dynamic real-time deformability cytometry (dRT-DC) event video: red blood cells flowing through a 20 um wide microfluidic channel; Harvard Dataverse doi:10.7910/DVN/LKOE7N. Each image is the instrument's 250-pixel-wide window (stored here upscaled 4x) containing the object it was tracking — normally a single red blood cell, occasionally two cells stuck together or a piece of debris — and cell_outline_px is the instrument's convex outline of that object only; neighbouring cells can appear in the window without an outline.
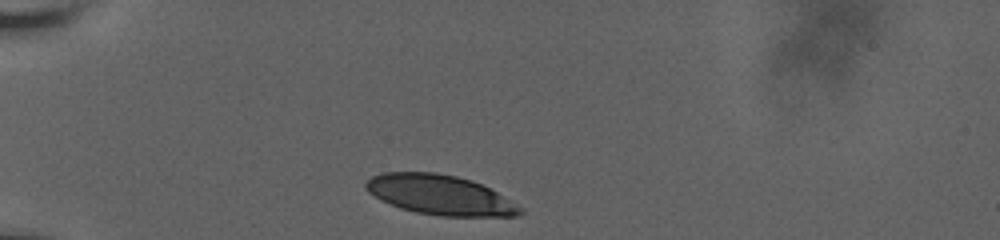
{"species": "human", "species_latin": "Homo sapiens", "temperature_condition": "room temperature", "stored_images_in_passage": 25, "camera_frame_rate_fps": 3000, "um_per_image_px": 0.085, "donor": {"sex": "male"}, "frame": {"image": 1, "passage_image": 1, "time_ms": 0.0, "image_size_px": [1000, 240], "cell_outline_px": [[524, 212], [516, 216], [440, 216], [416, 212], [400, 208], [380, 200], [368, 192], [364, 188], [364, 184], [372, 176], [384, 172], [436, 172], [456, 176], [472, 180], [496, 192], [524, 208]], "centroid_in_image_um": [37.38, 16.57], "position_along_channel_um": 47.6, "area_um2": 35.78}}
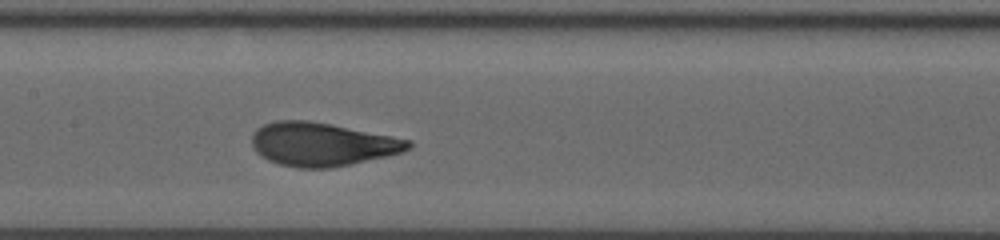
{"frame": {"image": 2, "passage_image": 15, "time_ms": 4.667, "image_size_px": [1000, 240], "cell_outline_px": [[412, 148], [404, 152], [352, 164], [332, 168], [300, 168], [280, 164], [268, 160], [260, 156], [252, 148], [252, 132], [256, 128], [264, 124], [276, 120], [308, 120], [392, 136], [412, 140]], "centroid_in_image_um": [27.36, 12.27], "position_along_channel_um": 180.0, "area_um2": 39.82}}
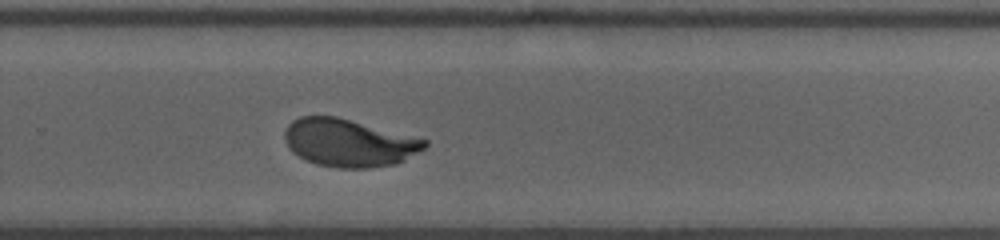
{"frame": {"image": 3, "passage_image": 25, "time_ms": 8.0, "image_size_px": [1000, 240], "cell_outline_px": [[428, 144], [424, 148], [404, 160], [396, 164], [368, 168], [336, 168], [316, 164], [304, 160], [292, 152], [288, 148], [284, 140], [284, 132], [288, 124], [292, 120], [300, 116], [336, 116], [428, 140]], "centroid_in_image_um": [29.6, 12.14], "position_along_channel_um": 300.2, "area_um2": 39.02}}